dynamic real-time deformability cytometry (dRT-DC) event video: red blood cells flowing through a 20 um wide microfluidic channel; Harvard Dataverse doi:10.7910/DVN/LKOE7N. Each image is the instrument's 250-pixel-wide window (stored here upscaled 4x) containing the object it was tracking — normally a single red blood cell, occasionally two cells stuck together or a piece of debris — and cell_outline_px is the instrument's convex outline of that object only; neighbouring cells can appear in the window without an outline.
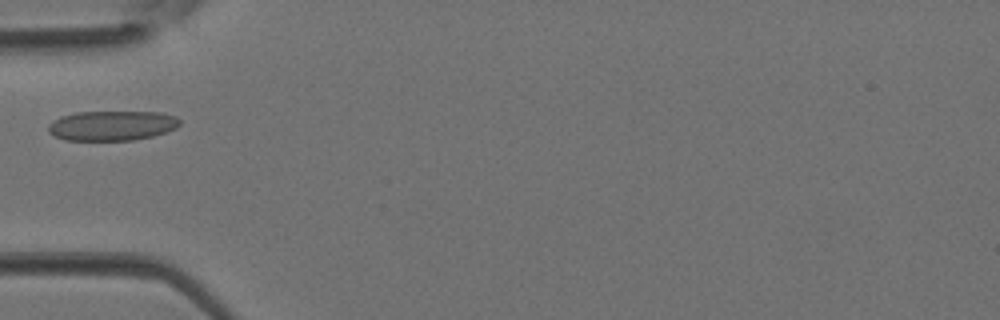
{"species": "Egyptian fruit bat (a non-hibernating species)", "species_latin": "Rousettus aegyptiacus", "temperature_condition": "room temperature", "stored_images_in_passage": 1, "camera_frame_rate_fps": 3000, "um_per_image_px": 0.085, "animal": {"sex": "female"}, "frame": {"image": 1, "passage_image": 1, "time_ms": 0.0, "image_size_px": [1000, 320], "cell_outline_px": [[180, 124], [176, 128], [168, 132], [152, 136], [132, 140], [64, 140], [48, 132], [48, 124], [52, 120], [60, 116], [76, 112], [160, 112], [176, 116], [180, 120]], "centroid_in_image_um": [9.52, 10.67], "position_along_channel_um": 75.5, "area_um2": 23.0}}